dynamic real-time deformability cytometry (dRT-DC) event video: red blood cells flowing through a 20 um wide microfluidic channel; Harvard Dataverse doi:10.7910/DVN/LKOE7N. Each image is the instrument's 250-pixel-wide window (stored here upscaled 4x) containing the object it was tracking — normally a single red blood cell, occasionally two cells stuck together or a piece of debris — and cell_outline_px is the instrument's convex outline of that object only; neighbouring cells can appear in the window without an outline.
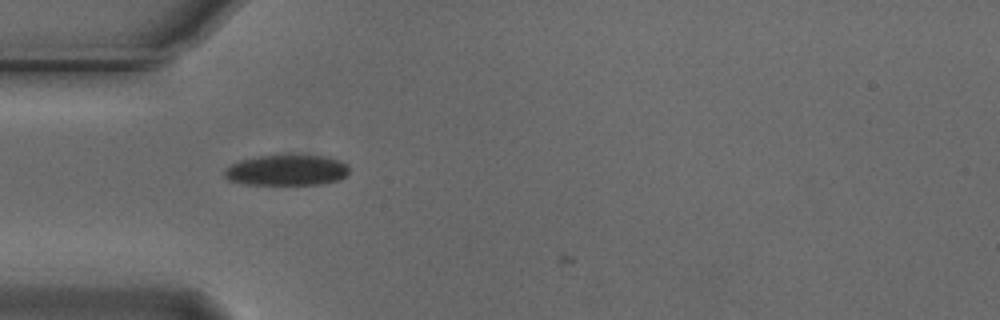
{"species": "Egyptian fruit bat (a non-hibernating species)", "species_latin": "Rousettus aegyptiacus", "temperature_condition": "cold", "stored_images_in_passage": 6, "camera_frame_rate_fps": 3000, "um_per_image_px": 0.085, "animal": {"sex": "male"}, "frame": {"image": 1, "passage_image": 4, "time_ms": 1.0, "image_size_px": [1000, 320], "cell_outline_px": [[348, 172], [340, 180], [320, 184], [244, 184], [228, 180], [224, 176], [224, 168], [240, 160], [260, 156], [328, 156], [340, 160], [348, 164]], "centroid_in_image_um": [24.37, 14.47], "position_along_channel_um": 60.6, "area_um2": 22.2}}